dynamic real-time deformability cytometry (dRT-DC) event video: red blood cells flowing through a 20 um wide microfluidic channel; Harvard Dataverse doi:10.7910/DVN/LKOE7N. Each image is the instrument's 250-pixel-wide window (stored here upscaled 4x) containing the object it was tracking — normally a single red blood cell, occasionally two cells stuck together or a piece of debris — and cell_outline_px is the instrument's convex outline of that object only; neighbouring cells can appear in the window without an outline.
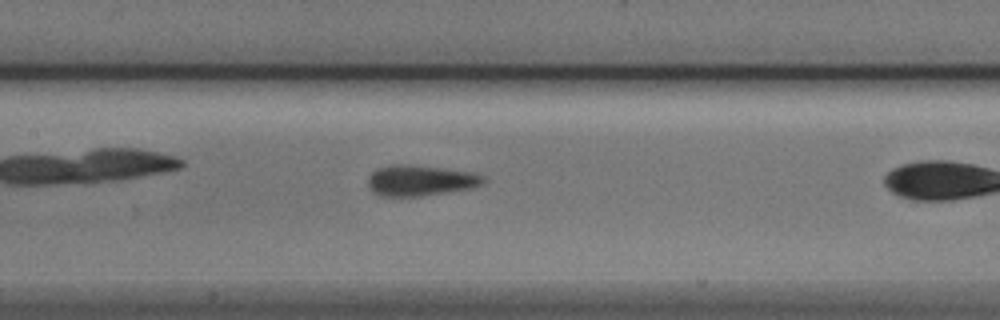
{"species": "Egyptian fruit bat (a non-hibernating species)", "species_latin": "Rousettus aegyptiacus", "temperature_condition": "cold", "stored_images_in_passage": 14, "camera_frame_rate_fps": 3000, "um_per_image_px": 0.085, "animal": {"sex": "male"}, "frame": {"image": 1, "passage_image": 8, "time_ms": 2.333, "image_size_px": [1000, 320], "cell_outline_px": [[484, 180], [480, 184], [472, 188], [420, 196], [380, 196], [372, 192], [368, 184], [368, 176], [376, 168], [392, 164], [408, 164], [472, 172], [484, 176]], "centroid_in_image_um": [35.67, 15.34], "position_along_channel_um": 171.7, "area_um2": 20.58}}